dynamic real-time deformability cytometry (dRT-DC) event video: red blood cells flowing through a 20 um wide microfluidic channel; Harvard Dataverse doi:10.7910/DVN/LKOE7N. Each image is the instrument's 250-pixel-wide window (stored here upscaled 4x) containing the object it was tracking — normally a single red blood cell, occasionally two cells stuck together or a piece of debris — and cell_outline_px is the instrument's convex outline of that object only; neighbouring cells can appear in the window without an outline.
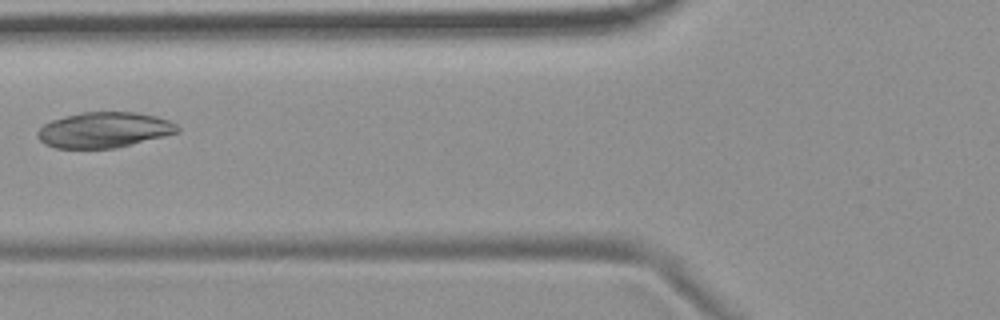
{"species": "common noctule bat (a hibernating species)", "species_latin": "Nyctalus noctula", "temperature_condition": "room temperature", "stored_images_in_passage": 5, "camera_frame_rate_fps": 3000, "um_per_image_px": 0.085, "animal": {"sex": "female", "body_mass_g": 19.9}, "frame": {"image": 1, "passage_image": 5, "time_ms": 5.667, "image_size_px": [1000, 320], "cell_outline_px": [[180, 132], [116, 148], [56, 148], [44, 144], [36, 136], [36, 132], [44, 124], [52, 120], [64, 116], [80, 112], [136, 112], [156, 116], [168, 120], [176, 124], [180, 128]], "centroid_in_image_um": [8.84, 11.04], "position_along_channel_um": 117.0, "area_um2": 29.07}}